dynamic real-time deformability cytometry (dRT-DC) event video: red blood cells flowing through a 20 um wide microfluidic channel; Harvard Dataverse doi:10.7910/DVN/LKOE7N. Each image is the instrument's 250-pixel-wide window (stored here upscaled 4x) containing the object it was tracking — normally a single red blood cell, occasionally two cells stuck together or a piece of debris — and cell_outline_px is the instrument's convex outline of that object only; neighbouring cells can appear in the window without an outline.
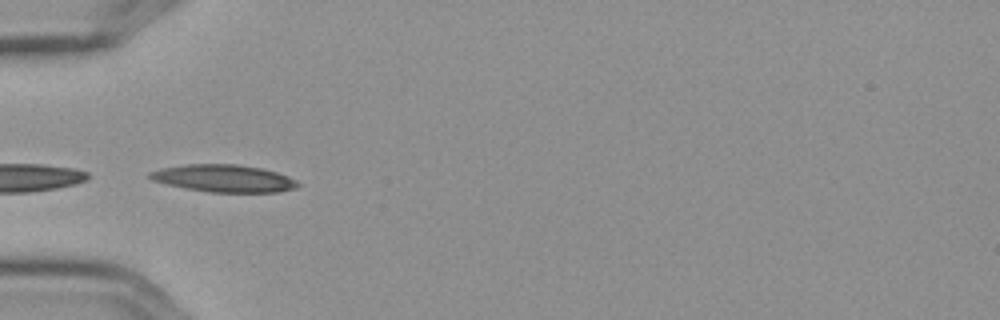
{"species": "Egyptian fruit bat (a non-hibernating species)", "species_latin": "Rousettus aegyptiacus", "temperature_condition": "cold", "stored_images_in_passage": 14, "camera_frame_rate_fps": 3000, "um_per_image_px": 0.085, "frame": {"image": 1, "passage_image": 4, "time_ms": 1.0, "image_size_px": [1000, 320], "cell_outline_px": [[300, 184], [296, 188], [276, 192], [208, 192], [168, 184], [152, 180], [148, 176], [148, 172], [160, 168], [184, 164], [236, 164], [260, 168], [276, 172], [288, 176], [296, 180]], "centroid_in_image_um": [19.02, 15.15], "position_along_channel_um": 66.0, "area_um2": 23.47}}
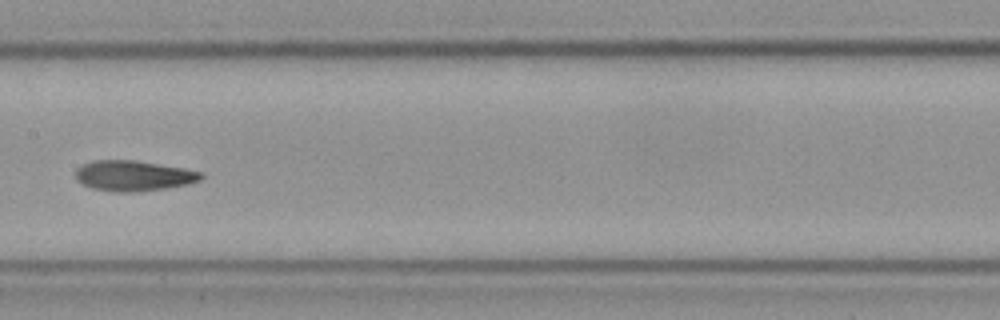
{"frame": {"image": 2, "passage_image": 7, "time_ms": 2.0, "image_size_px": [1000, 320], "cell_outline_px": [[204, 176], [200, 180], [188, 184], [164, 188], [136, 192], [116, 192], [92, 188], [76, 180], [76, 168], [92, 160], [132, 160], [184, 168], [204, 172]], "centroid_in_image_um": [11.36, 14.94], "position_along_channel_um": 196.0, "area_um2": 22.2}}
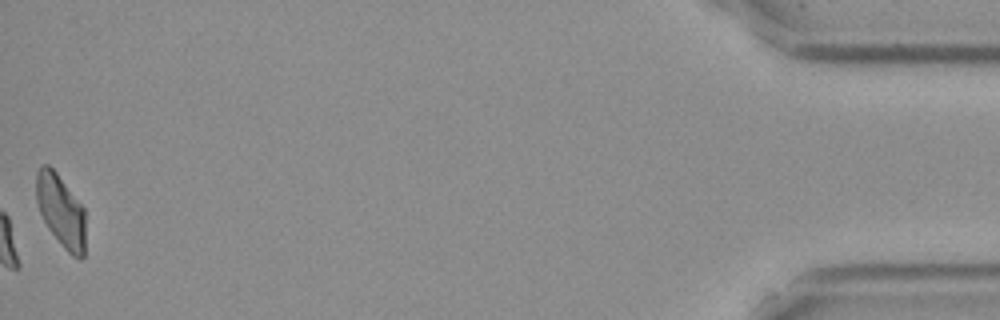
{"frame": {"image": 3, "passage_image": 14, "time_ms": 4.333, "image_size_px": [1000, 320], "cell_outline_px": [[84, 256], [80, 260], [72, 256], [64, 248], [48, 228], [40, 212], [36, 200], [36, 172], [40, 164], [48, 164], [56, 172], [84, 208]], "centroid_in_image_um": [5.16, 17.9], "position_along_channel_um": 430.0, "area_um2": 20.63}}